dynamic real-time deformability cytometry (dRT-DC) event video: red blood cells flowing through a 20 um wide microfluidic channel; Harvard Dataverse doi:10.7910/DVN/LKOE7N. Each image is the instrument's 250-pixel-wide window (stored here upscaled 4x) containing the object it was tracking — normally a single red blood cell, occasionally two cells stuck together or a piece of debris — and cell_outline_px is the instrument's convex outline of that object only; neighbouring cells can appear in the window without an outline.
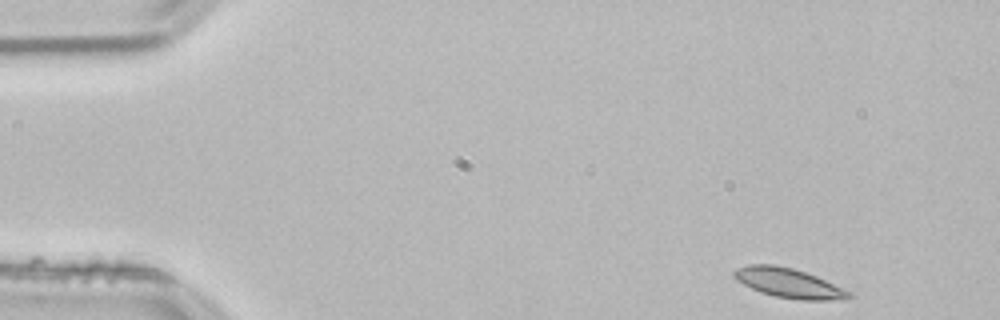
{"species": "common noctule bat (a hibernating species)", "species_latin": "Nyctalus noctula", "temperature_condition": "room temperature", "stored_images_in_passage": 13, "camera_frame_rate_fps": 3000, "um_per_image_px": 0.085, "animal": {"sex": "male", "body_mass_g": 21.5, "forearm_length_mm": 52.0}, "frame": {"image": 1, "passage_image": 1, "time_ms": 0.0, "image_size_px": [1000, 320], "cell_outline_px": [[852, 296], [844, 300], [800, 300], [776, 296], [760, 292], [736, 280], [732, 276], [732, 272], [736, 268], [748, 264], [772, 264], [792, 268], [816, 276], [852, 292]], "centroid_in_image_um": [67.03, 24.06], "position_along_channel_um": 18.0, "area_um2": 19.77}}
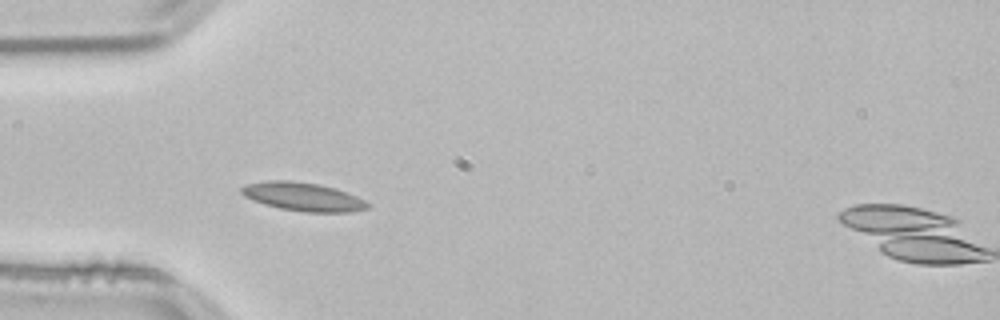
{"frame": {"image": 2, "passage_image": 12, "time_ms": 3.667, "image_size_px": [1000, 320], "cell_outline_px": [[372, 204], [368, 208], [348, 212], [304, 212], [280, 208], [264, 204], [252, 200], [244, 196], [240, 192], [240, 188], [244, 184], [268, 180], [292, 180], [320, 184], [336, 188], [356, 196]], "centroid_in_image_um": [25.73, 16.71], "position_along_channel_um": 59.3, "area_um2": 21.15}}